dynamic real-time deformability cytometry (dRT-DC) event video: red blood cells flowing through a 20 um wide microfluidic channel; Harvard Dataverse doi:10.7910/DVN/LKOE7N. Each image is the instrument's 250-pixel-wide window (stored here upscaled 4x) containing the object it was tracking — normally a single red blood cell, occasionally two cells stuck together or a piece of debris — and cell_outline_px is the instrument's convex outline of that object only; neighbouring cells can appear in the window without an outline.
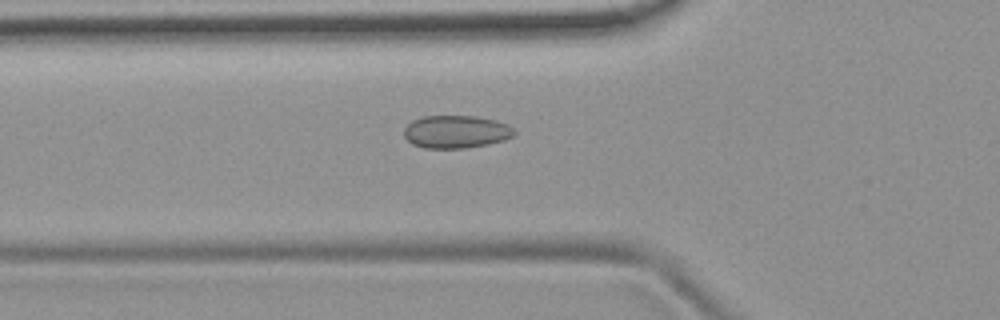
{"species": "common noctule bat (a hibernating species)", "species_latin": "Nyctalus noctula", "temperature_condition": "room temperature", "stored_images_in_passage": 52, "camera_frame_rate_fps": 3000, "um_per_image_px": 0.085, "animal": {"sex": "female", "body_mass_g": 19.9}, "frame": {"image": 1, "passage_image": 18, "time_ms": 5.667, "image_size_px": [1000, 320], "cell_outline_px": [[516, 132], [512, 136], [504, 140], [488, 144], [464, 148], [424, 148], [412, 144], [404, 136], [404, 128], [412, 120], [424, 116], [476, 116], [496, 120], [508, 124]], "centroid_in_image_um": [38.76, 11.19], "position_along_channel_um": 87.0, "area_um2": 21.1}}
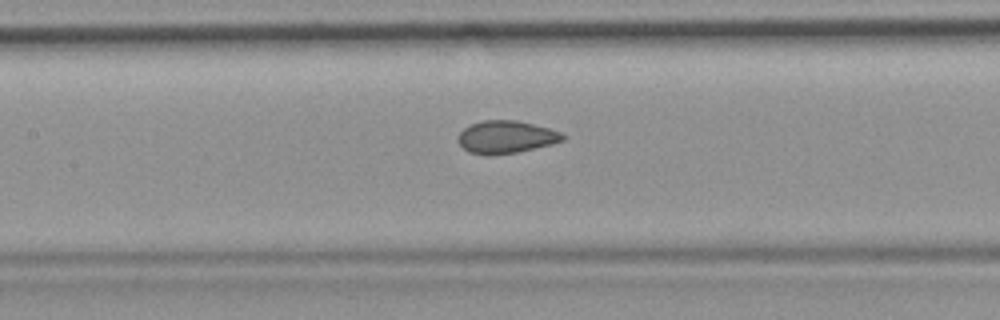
{"frame": {"image": 2, "passage_image": 24, "time_ms": 7.667, "image_size_px": [1000, 320], "cell_outline_px": [[564, 140], [552, 144], [516, 152], [488, 156], [484, 156], [468, 152], [460, 144], [456, 136], [468, 124], [484, 120], [516, 120], [548, 128], [560, 132], [564, 136]], "centroid_in_image_um": [42.95, 11.65], "position_along_channel_um": 164.4, "area_um2": 19.94}}
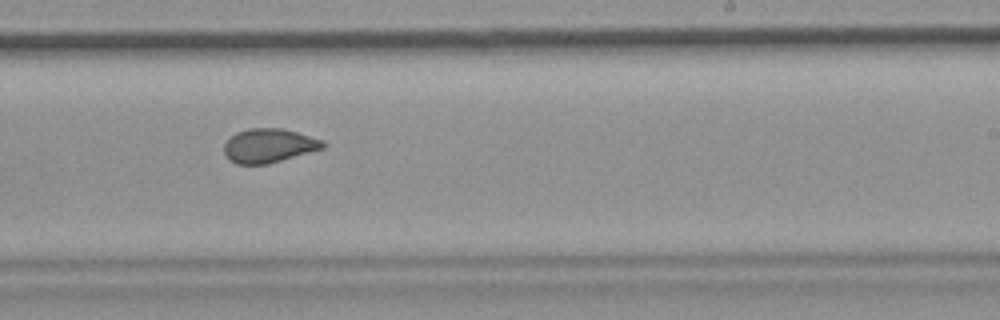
{"frame": {"image": 3, "passage_image": 32, "time_ms": 10.333, "image_size_px": [1000, 320], "cell_outline_px": [[328, 144], [324, 148], [268, 164], [236, 164], [228, 160], [224, 152], [224, 144], [236, 132], [248, 128], [280, 128], [296, 132], [324, 140]], "centroid_in_image_um": [22.86, 12.38], "position_along_channel_um": 266.1, "area_um2": 19.65}, "authors_computed_cell_mechanics": {"area_um2": 20.2589, "velocity_mm_per_s": 3.8415, "shape_relaxation_time_tau1_ms": null, "shape_relaxation_time_tau2_ms": 1.0467, "deformation_change_tau1": null, "deformation_change_tau2": 0.0667}}